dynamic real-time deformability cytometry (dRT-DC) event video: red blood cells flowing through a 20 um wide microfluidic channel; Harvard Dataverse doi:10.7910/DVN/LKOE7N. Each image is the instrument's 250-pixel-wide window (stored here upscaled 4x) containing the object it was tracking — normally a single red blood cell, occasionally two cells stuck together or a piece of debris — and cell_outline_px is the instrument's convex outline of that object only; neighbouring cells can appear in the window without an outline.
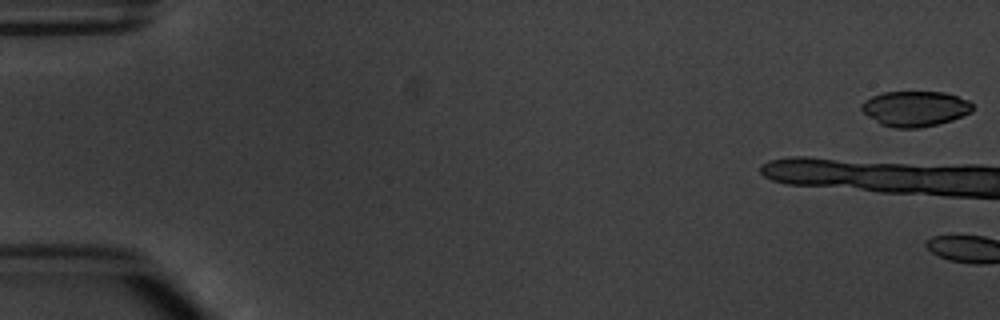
{"species": "common noctule bat (a hibernating species)", "species_latin": "Nyctalus noctula", "temperature_condition": "warm", "stored_images_in_passage": 5, "camera_frame_rate_fps": 3000, "um_per_image_px": 0.085, "animal": {"sex": "male", "body_mass_g": 20.1, "forearm_length_mm": 53.5}, "frame": {"image": 1, "passage_image": 1, "time_ms": 0.0, "image_size_px": [1000, 320], "cell_outline_px": [[972, 112], [952, 120], [920, 128], [892, 128], [880, 124], [868, 116], [860, 108], [860, 104], [864, 100], [872, 96], [884, 92], [944, 92], [968, 100], [972, 104]], "centroid_in_image_um": [77.76, 9.24], "position_along_channel_um": 7.2, "area_um2": 22.89}}